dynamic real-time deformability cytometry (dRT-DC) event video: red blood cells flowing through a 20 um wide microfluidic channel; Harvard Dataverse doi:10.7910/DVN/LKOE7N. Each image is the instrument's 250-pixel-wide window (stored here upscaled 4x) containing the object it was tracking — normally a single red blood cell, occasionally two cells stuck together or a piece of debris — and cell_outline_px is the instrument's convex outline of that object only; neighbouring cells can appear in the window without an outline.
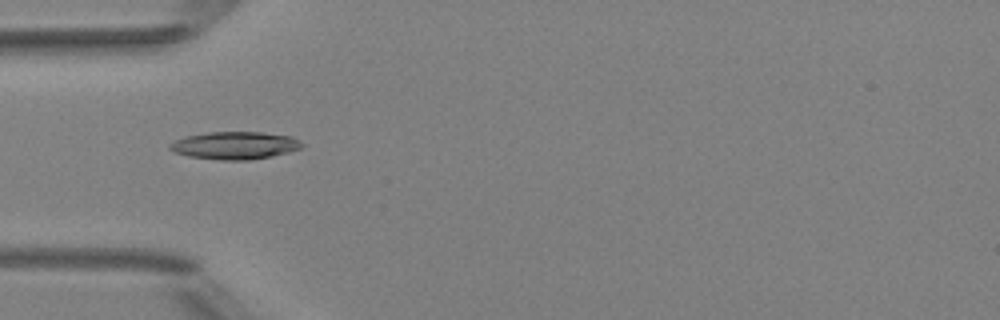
{"species": "Egyptian fruit bat (a non-hibernating species)", "species_latin": "Rousettus aegyptiacus", "temperature_condition": "room temperature", "stored_images_in_passage": 3, "camera_frame_rate_fps": 3000, "um_per_image_px": 0.085, "animal": {"sex": "female"}, "frame": {"image": 1, "passage_image": 1, "time_ms": 0.0, "image_size_px": [1000, 320], "cell_outline_px": [[304, 144], [300, 148], [288, 152], [272, 156], [248, 160], [220, 160], [188, 156], [176, 152], [168, 148], [168, 144], [184, 136], [208, 132], [260, 132], [292, 136]], "centroid_in_image_um": [19.95, 12.36], "position_along_channel_um": 65.1, "area_um2": 21.21}}
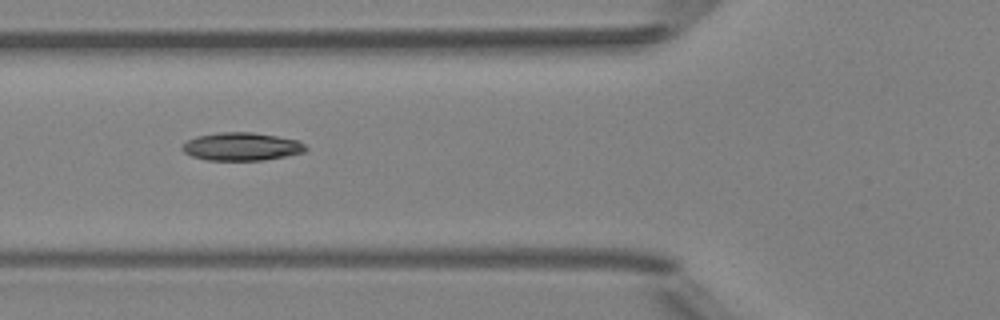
{"frame": {"image": 2, "passage_image": 2, "time_ms": 1.0, "image_size_px": [1000, 320], "cell_outline_px": [[308, 148], [304, 152], [264, 160], [208, 160], [192, 156], [184, 152], [180, 148], [188, 140], [196, 136], [220, 132], [252, 132], [300, 140]], "centroid_in_image_um": [20.54, 12.45], "position_along_channel_um": 105.3, "area_um2": 20.11}}
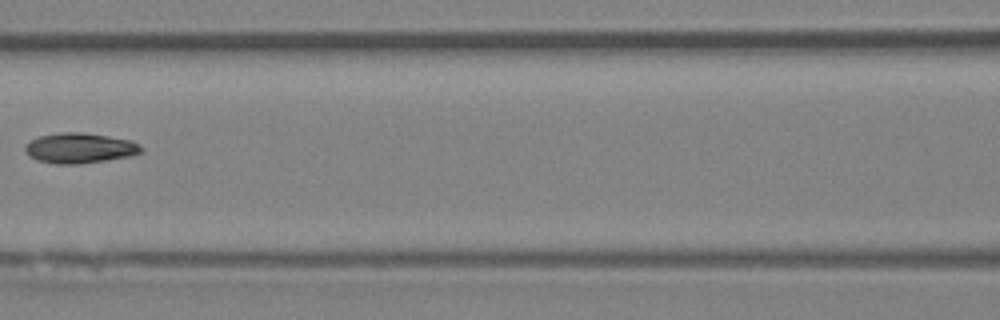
{"frame": {"image": 3, "passage_image": 3, "time_ms": 2.333, "image_size_px": [1000, 320], "cell_outline_px": [[144, 148], [140, 152], [132, 156], [80, 164], [56, 164], [36, 160], [28, 156], [24, 152], [24, 144], [28, 140], [36, 136], [60, 132], [84, 132], [132, 140], [140, 144]], "centroid_in_image_um": [6.73, 12.58], "position_along_channel_um": 159.9, "area_um2": 20.98}}